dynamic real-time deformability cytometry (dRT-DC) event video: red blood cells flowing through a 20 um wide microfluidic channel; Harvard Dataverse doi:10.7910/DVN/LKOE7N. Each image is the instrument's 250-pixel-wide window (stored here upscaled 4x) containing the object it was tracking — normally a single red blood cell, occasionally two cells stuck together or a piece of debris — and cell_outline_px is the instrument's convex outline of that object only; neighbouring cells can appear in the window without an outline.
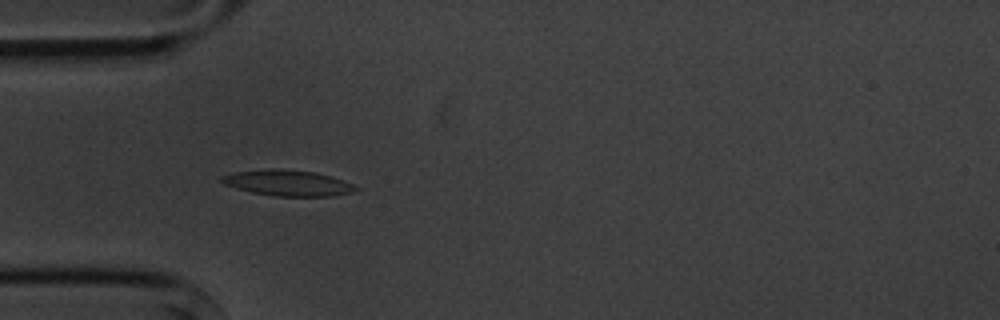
{"species": "common noctule bat (a hibernating species)", "species_latin": "Nyctalus noctula", "temperature_condition": "cold", "stored_images_in_passage": 4, "camera_frame_rate_fps": 3000, "um_per_image_px": 0.085, "animal": {"sex": "male", "body_mass_g": 20.1, "forearm_length_mm": 53.5}, "frame": {"image": 1, "passage_image": 1, "time_ms": 0.0, "image_size_px": [1000, 320], "cell_outline_px": [[360, 188], [352, 192], [332, 196], [272, 196], [252, 192], [236, 188], [224, 184], [220, 180], [220, 176], [236, 172], [272, 168], [316, 172], [332, 176], [352, 184]], "centroid_in_image_um": [24.46, 15.55], "position_along_channel_um": 60.5, "area_um2": 20.11}}
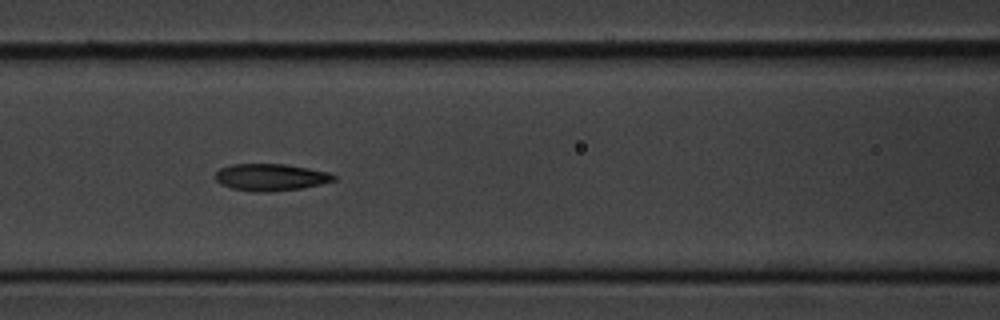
{"frame": {"image": 2, "passage_image": 3, "time_ms": 2.333, "image_size_px": [1000, 320], "cell_outline_px": [[336, 180], [320, 184], [300, 188], [272, 192], [252, 192], [232, 188], [220, 184], [216, 180], [216, 172], [220, 168], [232, 164], [284, 164], [308, 168], [328, 172], [336, 176]], "centroid_in_image_um": [22.99, 15.07], "position_along_channel_um": 143.6, "area_um2": 18.61}}
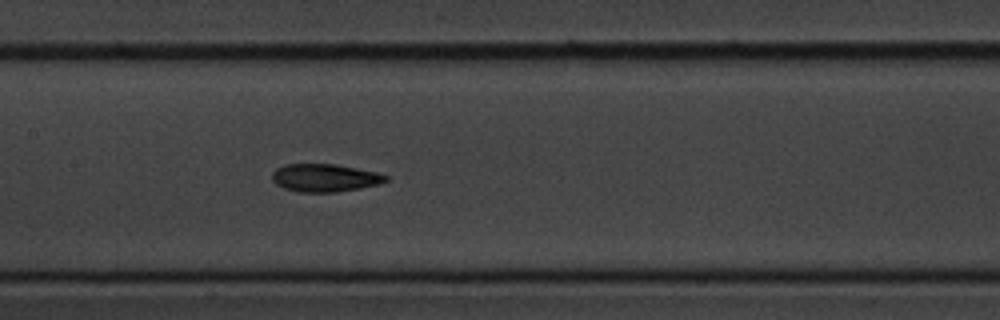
{"frame": {"image": 3, "passage_image": 4, "time_ms": 3.333, "image_size_px": [1000, 320], "cell_outline_px": [[388, 180], [380, 184], [360, 188], [336, 192], [296, 192], [284, 188], [276, 184], [272, 180], [272, 172], [276, 168], [284, 164], [336, 164], [376, 172], [388, 176]], "centroid_in_image_um": [27.59, 15.11], "position_along_channel_um": 179.8, "area_um2": 18.55}}